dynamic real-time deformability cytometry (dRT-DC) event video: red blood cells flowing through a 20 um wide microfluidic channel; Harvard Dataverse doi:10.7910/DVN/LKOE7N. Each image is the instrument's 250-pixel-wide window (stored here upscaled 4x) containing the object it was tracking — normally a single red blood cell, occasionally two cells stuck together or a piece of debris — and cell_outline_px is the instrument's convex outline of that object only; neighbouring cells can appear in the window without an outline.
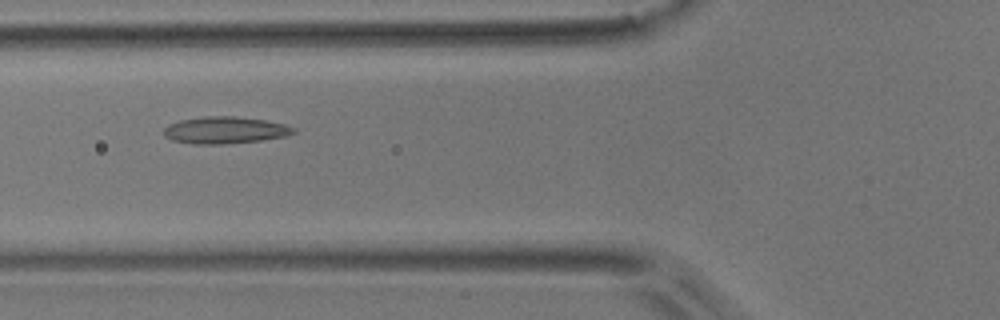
{"species": "common noctule bat (a hibernating species)", "species_latin": "Nyctalus noctula", "temperature_condition": "room temperature", "stored_images_in_passage": 5, "camera_frame_rate_fps": 3000, "um_per_image_px": 0.085, "animal": {"sex": "male", "body_mass_g": 17.9}, "frame": {"image": 1, "passage_image": 5, "time_ms": 1.333, "image_size_px": [1000, 320], "cell_outline_px": [[296, 132], [288, 136], [260, 140], [224, 144], [192, 144], [172, 140], [164, 136], [164, 128], [168, 124], [180, 120], [204, 116], [236, 116], [264, 120], [284, 124], [296, 128]], "centroid_in_image_um": [19.12, 11.06], "position_along_channel_um": 106.7, "area_um2": 20.46}}